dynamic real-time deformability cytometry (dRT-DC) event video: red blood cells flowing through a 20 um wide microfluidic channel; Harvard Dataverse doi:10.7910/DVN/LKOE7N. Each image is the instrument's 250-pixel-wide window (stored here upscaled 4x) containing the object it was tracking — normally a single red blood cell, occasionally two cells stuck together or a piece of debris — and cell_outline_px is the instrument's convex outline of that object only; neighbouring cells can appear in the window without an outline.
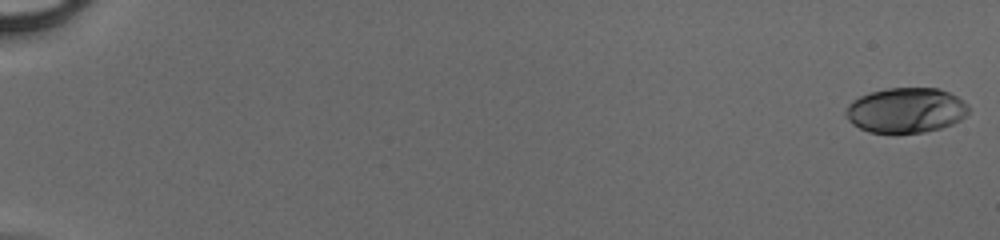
{"species": "human", "species_latin": "Homo sapiens", "temperature_condition": "cold", "stored_images_in_passage": 50, "camera_frame_rate_fps": 3000, "um_per_image_px": 0.085, "donor": {"sex": "male"}, "frame": {"image": 1, "passage_image": 1, "time_ms": 0.0, "image_size_px": [1000, 240], "cell_outline_px": [[968, 112], [960, 120], [952, 124], [940, 128], [924, 132], [896, 136], [892, 136], [868, 132], [852, 124], [848, 120], [844, 112], [848, 104], [852, 100], [860, 96], [872, 92], [888, 88], [940, 88], [956, 96], [968, 104]], "centroid_in_image_um": [76.96, 9.42], "position_along_channel_um": 8.0, "area_um2": 33.0}}
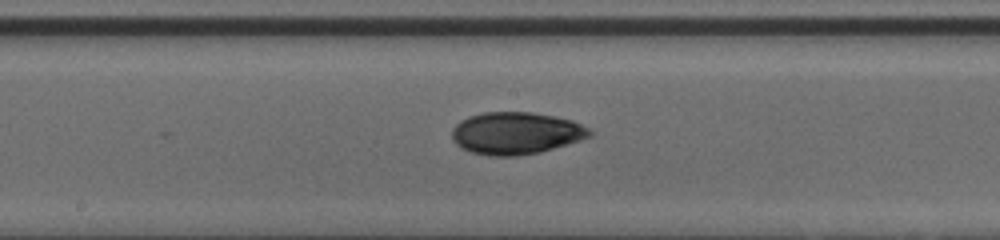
{"frame": {"image": 2, "passage_image": 29, "time_ms": 9.333, "image_size_px": [1000, 240], "cell_outline_px": [[592, 136], [580, 140], [540, 152], [516, 156], [488, 156], [472, 152], [460, 148], [452, 140], [452, 128], [460, 120], [468, 116], [484, 112], [532, 112], [572, 120], [588, 128], [592, 132]], "centroid_in_image_um": [43.82, 11.32], "position_along_channel_um": 204.4, "area_um2": 33.93}}
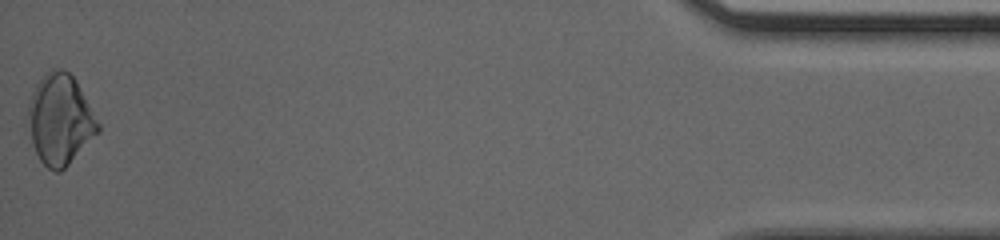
{"frame": {"image": 3, "passage_image": 50, "time_ms": 16.333, "image_size_px": [1000, 240], "cell_outline_px": [[100, 132], [60, 172], [56, 172], [48, 168], [40, 160], [32, 144], [28, 112], [28, 104], [32, 92], [36, 84], [44, 72], [52, 68], [64, 68], [76, 80], [100, 124]], "centroid_in_image_um": [5.11, 10.13], "position_along_channel_um": 430.1, "area_um2": 36.76}}